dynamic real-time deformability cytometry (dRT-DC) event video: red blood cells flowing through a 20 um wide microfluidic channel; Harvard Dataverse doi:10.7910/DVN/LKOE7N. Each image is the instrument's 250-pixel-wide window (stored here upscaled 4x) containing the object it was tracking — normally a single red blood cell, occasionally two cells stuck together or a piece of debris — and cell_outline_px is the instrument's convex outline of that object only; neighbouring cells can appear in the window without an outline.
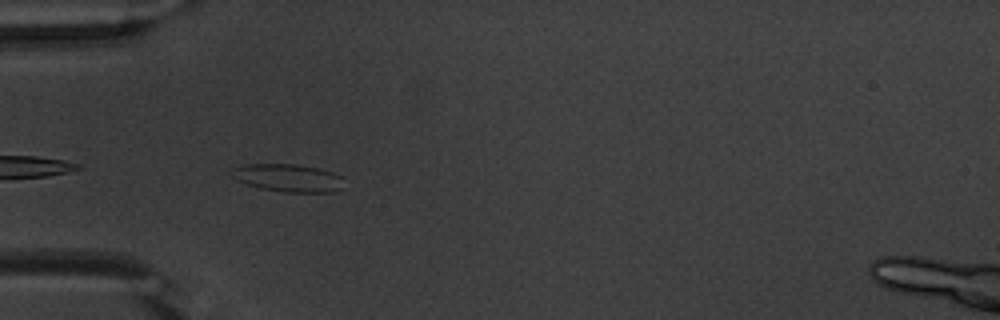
{"species": "common noctule bat (a hibernating species)", "species_latin": "Nyctalus noctula", "temperature_condition": "warm", "stored_images_in_passage": 5, "camera_frame_rate_fps": 3000, "um_per_image_px": 0.085, "animal": {"sex": "male", "body_mass_g": 20.1, "forearm_length_mm": 53.5}, "frame": {"image": 1, "passage_image": 2, "time_ms": 0.333, "image_size_px": [1000, 320], "cell_outline_px": [[340, 188], [332, 192], [284, 192], [260, 188], [248, 184], [232, 176], [228, 172], [232, 168], [248, 164], [296, 164], [316, 168], [332, 172], [340, 176]], "centroid_in_image_um": [24.43, 15.11], "position_along_channel_um": 60.6, "area_um2": 17.8}}